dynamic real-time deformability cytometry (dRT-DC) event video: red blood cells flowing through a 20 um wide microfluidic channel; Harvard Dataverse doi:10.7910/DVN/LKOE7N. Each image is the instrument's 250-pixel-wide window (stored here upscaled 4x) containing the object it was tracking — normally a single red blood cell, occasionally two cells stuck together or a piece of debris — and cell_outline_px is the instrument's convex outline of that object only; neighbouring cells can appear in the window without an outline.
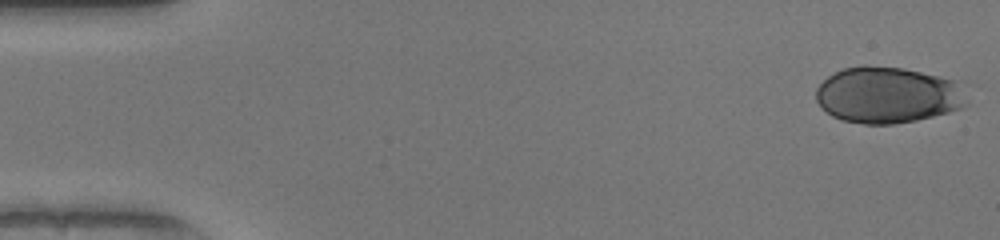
{"species": "human", "species_latin": "Homo sapiens", "temperature_condition": "warm", "stored_images_in_passage": 50, "camera_frame_rate_fps": 3000, "um_per_image_px": 0.085, "donor": {"sex": "female"}, "frame": {"image": 1, "passage_image": 1, "time_ms": 0.0, "image_size_px": [1000, 240], "cell_outline_px": [[968, 104], [960, 108], [948, 112], [916, 120], [892, 124], [864, 124], [840, 120], [832, 116], [816, 100], [816, 88], [828, 76], [844, 68], [864, 64], [904, 68], [940, 76], [952, 80], [968, 100]], "centroid_in_image_um": [75.41, 8.07], "position_along_channel_um": 9.6, "area_um2": 49.25}}
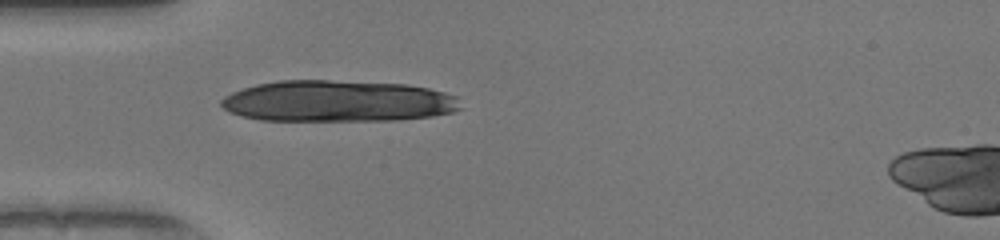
{"frame": {"image": 2, "passage_image": 15, "time_ms": 4.667, "image_size_px": [1000, 240], "cell_outline_px": [[464, 108], [452, 112], [432, 116], [400, 120], [260, 120], [244, 116], [232, 112], [224, 108], [220, 104], [220, 100], [224, 96], [232, 92], [256, 84], [280, 80], [328, 80], [408, 84], [428, 88], [444, 92], [456, 96]], "centroid_in_image_um": [28.75, 8.59], "position_along_channel_um": 56.2, "area_um2": 57.86}}